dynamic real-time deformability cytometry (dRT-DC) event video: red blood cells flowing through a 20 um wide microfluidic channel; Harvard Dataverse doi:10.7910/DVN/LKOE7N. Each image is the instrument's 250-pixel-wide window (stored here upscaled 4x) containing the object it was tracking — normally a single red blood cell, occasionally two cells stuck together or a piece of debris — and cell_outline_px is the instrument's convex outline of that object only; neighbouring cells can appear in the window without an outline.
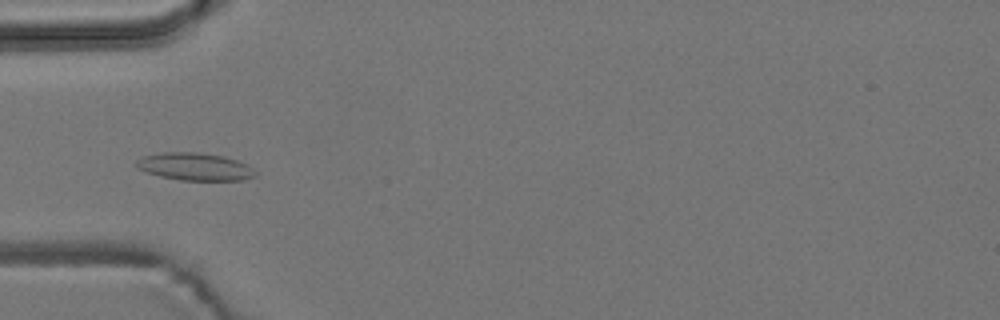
{"species": "common noctule bat (a hibernating species)", "species_latin": "Nyctalus noctula", "temperature_condition": "room temperature", "stored_images_in_passage": 6, "camera_frame_rate_fps": 3000, "um_per_image_px": 0.085, "animal": {"sex": "male", "body_mass_g": 19.2, "forearm_length_mm": 51.8}, "frame": {"image": 1, "passage_image": 4, "time_ms": 4.333, "image_size_px": [1000, 320], "cell_outline_px": [[256, 176], [244, 180], [180, 180], [160, 176], [136, 168], [136, 160], [144, 156], [164, 152], [196, 152], [224, 156], [248, 164], [256, 172]], "centroid_in_image_um": [16.58, 14.16], "position_along_channel_um": 68.4, "area_um2": 19.07}}
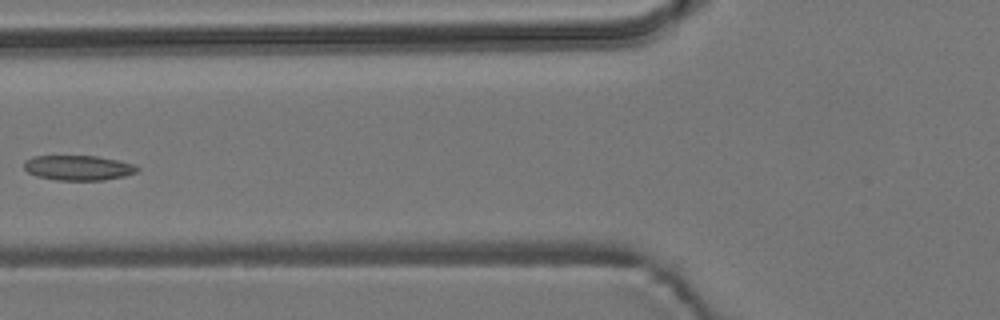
{"frame": {"image": 2, "passage_image": 5, "time_ms": 5.667, "image_size_px": [1000, 320], "cell_outline_px": [[140, 168], [136, 172], [124, 176], [104, 180], [56, 180], [36, 176], [28, 172], [24, 168], [24, 160], [32, 156], [96, 156], [136, 164]], "centroid_in_image_um": [6.64, 14.26], "position_along_channel_um": 119.2, "area_um2": 16.53}}
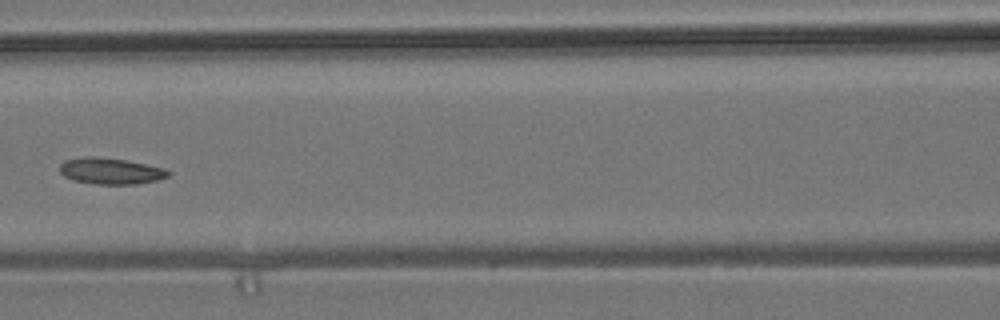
{"frame": {"image": 3, "passage_image": 6, "time_ms": 6.667, "image_size_px": [1000, 320], "cell_outline_px": [[172, 172], [168, 176], [156, 180], [136, 184], [96, 184], [72, 180], [64, 176], [60, 172], [60, 164], [64, 160], [84, 156], [96, 156], [124, 160], [164, 168]], "centroid_in_image_um": [9.37, 14.53], "position_along_channel_um": 157.2, "area_um2": 16.59}}